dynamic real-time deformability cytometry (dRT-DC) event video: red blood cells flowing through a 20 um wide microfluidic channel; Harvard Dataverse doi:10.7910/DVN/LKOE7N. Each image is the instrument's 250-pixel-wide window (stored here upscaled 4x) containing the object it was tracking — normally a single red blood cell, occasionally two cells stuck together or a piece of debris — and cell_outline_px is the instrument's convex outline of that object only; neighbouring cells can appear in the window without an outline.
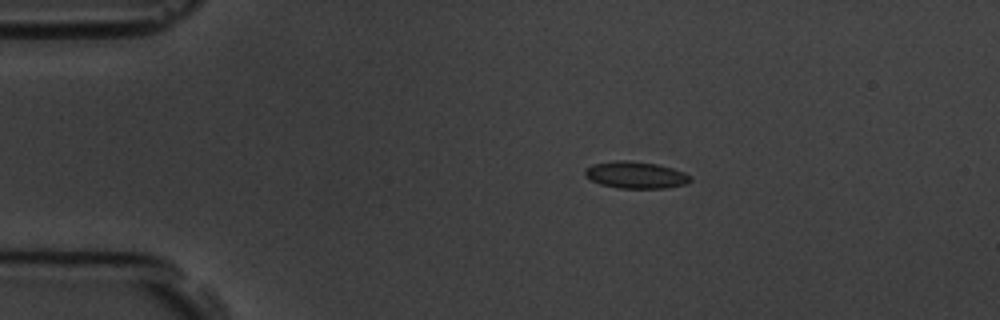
{"species": "common noctule bat (a hibernating species)", "species_latin": "Nyctalus noctula", "temperature_condition": "room temperature", "stored_images_in_passage": 6, "camera_frame_rate_fps": 3000, "um_per_image_px": 0.085, "animal": {"sex": "male", "body_mass_g": 19.5, "forearm_length_mm": 54.6}, "frame": {"image": 1, "passage_image": 3, "time_ms": 3.333, "image_size_px": [1000, 320], "cell_outline_px": [[692, 180], [688, 184], [664, 188], [616, 188], [600, 184], [584, 176], [584, 168], [592, 164], [616, 160], [624, 160], [656, 164], [672, 168], [684, 172], [692, 176]], "centroid_in_image_um": [54.03, 14.88], "position_along_channel_um": 31.0, "area_um2": 16.65}}
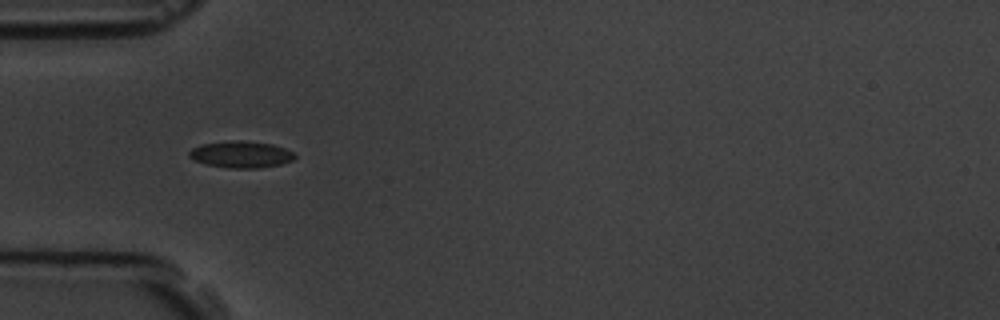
{"frame": {"image": 2, "passage_image": 5, "time_ms": 5.667, "image_size_px": [1000, 320], "cell_outline_px": [[296, 156], [292, 160], [280, 164], [260, 168], [228, 168], [204, 164], [192, 160], [188, 156], [188, 152], [192, 148], [200, 144], [232, 140], [240, 140], [272, 144], [284, 148], [292, 152]], "centroid_in_image_um": [20.42, 13.13], "position_along_channel_um": 64.6, "area_um2": 16.53}}
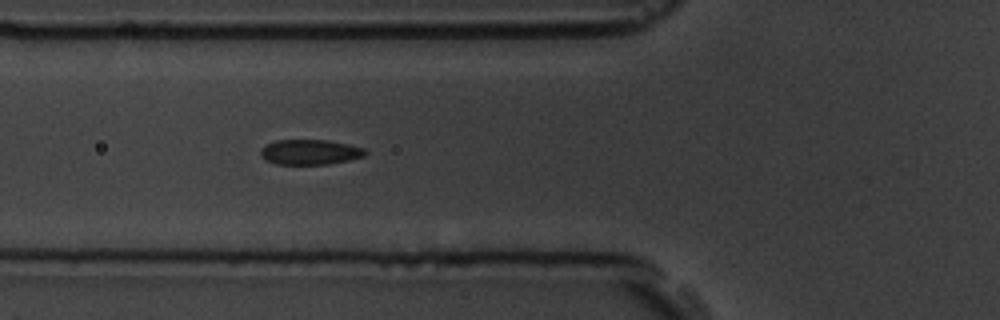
{"frame": {"image": 3, "passage_image": 6, "time_ms": 6.667, "image_size_px": [1000, 320], "cell_outline_px": [[368, 152], [364, 156], [348, 160], [328, 164], [276, 164], [264, 160], [260, 156], [260, 148], [276, 140], [328, 140], [348, 144], [364, 148]], "centroid_in_image_um": [26.33, 12.93], "position_along_channel_um": 99.5, "area_um2": 15.37}}